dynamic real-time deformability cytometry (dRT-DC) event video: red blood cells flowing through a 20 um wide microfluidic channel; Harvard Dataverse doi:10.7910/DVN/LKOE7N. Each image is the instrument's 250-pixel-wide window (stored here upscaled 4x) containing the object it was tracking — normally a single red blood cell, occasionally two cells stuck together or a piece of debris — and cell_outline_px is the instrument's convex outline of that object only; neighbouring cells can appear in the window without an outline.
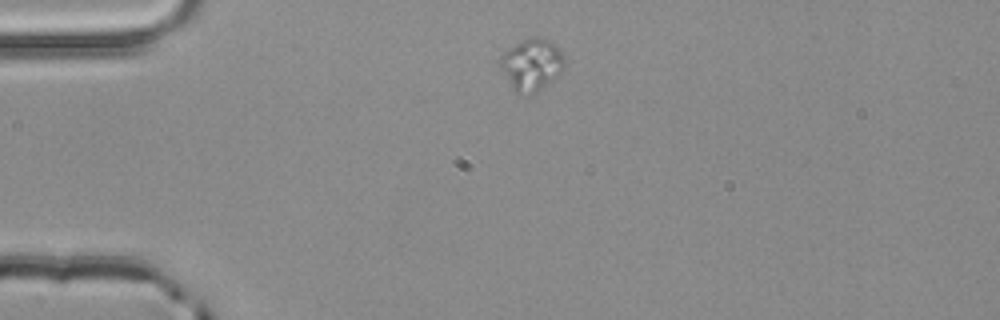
{"species": "common noctule bat (a hibernating species)", "species_latin": "Nyctalus noctula", "temperature_condition": "room temperature", "stored_images_in_passage": 1, "camera_frame_rate_fps": 3000, "um_per_image_px": 0.085, "animal": {"sex": "male", "body_mass_g": 20.4}, "frame": {"image": 1, "passage_image": 1, "time_ms": 0.0, "image_size_px": [1000, 320], "cell_outline_px": [[564, 68], [556, 76], [540, 88], [532, 92], [512, 92], [496, 60], [508, 48], [532, 36], [548, 40], [560, 48], [564, 52]], "centroid_in_image_um": [45.14, 5.46], "position_along_channel_um": 39.9, "area_um2": 19.31}}